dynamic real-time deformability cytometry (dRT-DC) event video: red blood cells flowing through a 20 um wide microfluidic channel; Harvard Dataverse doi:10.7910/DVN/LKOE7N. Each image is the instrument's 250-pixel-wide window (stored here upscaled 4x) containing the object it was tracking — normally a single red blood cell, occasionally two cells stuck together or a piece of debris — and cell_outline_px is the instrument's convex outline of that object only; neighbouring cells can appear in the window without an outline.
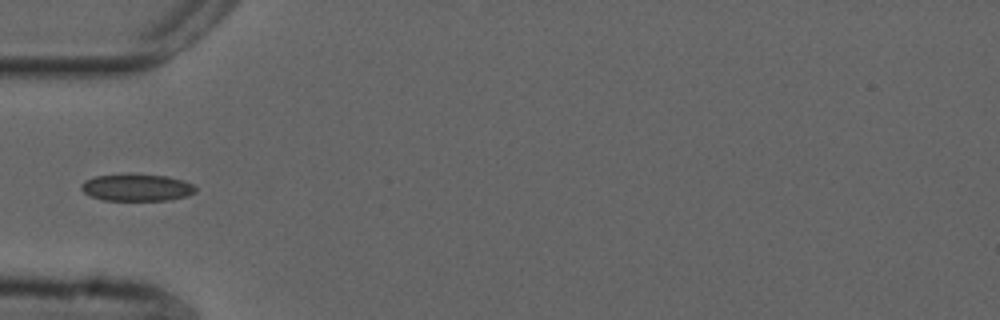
{"species": "common noctule bat (a hibernating species)", "species_latin": "Nyctalus noctula", "temperature_condition": "cold", "stored_images_in_passage": 5, "camera_frame_rate_fps": 3000, "um_per_image_px": 0.085, "animal": {"sex": "male", "forearm_length_mm": 52.5}, "frame": {"image": 1, "passage_image": 5, "time_ms": 1.333, "image_size_px": [1000, 320], "cell_outline_px": [[196, 192], [188, 196], [168, 200], [104, 200], [92, 196], [84, 192], [80, 188], [80, 184], [84, 180], [96, 176], [128, 172], [168, 176], [184, 180], [192, 184], [196, 188]], "centroid_in_image_um": [11.63, 15.91], "position_along_channel_um": 73.4, "area_um2": 18.5}}